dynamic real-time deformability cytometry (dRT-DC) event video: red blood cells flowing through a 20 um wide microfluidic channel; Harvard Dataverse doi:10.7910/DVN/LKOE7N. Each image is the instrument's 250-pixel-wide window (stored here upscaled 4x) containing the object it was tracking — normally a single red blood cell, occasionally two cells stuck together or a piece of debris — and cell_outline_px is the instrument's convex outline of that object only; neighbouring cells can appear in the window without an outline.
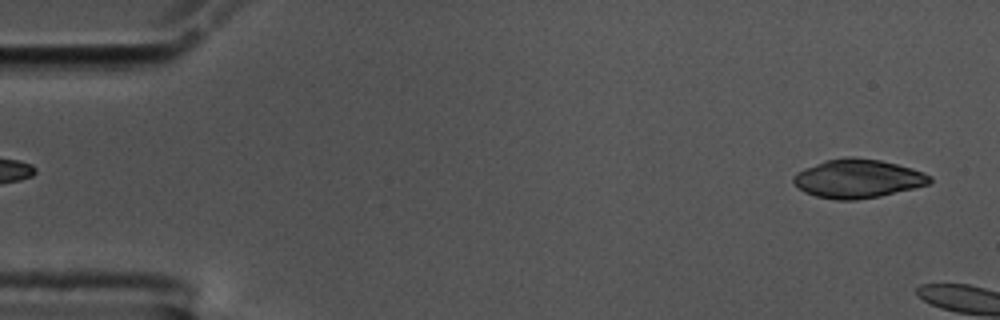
{"species": "common noctule bat (a hibernating species)", "species_latin": "Nyctalus noctula", "temperature_condition": "cold", "stored_images_in_passage": 9, "camera_frame_rate_fps": 3000, "um_per_image_px": 0.085, "animal": {"sex": "male", "body_mass_g": 17.5, "forearm_length_mm": 52.3}, "frame": {"image": 1, "passage_image": 2, "time_ms": 0.333, "image_size_px": [1000, 320], "cell_outline_px": [[932, 180], [928, 184], [880, 196], [856, 200], [836, 200], [816, 196], [804, 192], [792, 180], [792, 176], [796, 172], [804, 168], [824, 160], [848, 156], [852, 156], [880, 160], [912, 168], [924, 172], [932, 176]], "centroid_in_image_um": [72.89, 15.17], "position_along_channel_um": 12.1, "area_um2": 30.81}}